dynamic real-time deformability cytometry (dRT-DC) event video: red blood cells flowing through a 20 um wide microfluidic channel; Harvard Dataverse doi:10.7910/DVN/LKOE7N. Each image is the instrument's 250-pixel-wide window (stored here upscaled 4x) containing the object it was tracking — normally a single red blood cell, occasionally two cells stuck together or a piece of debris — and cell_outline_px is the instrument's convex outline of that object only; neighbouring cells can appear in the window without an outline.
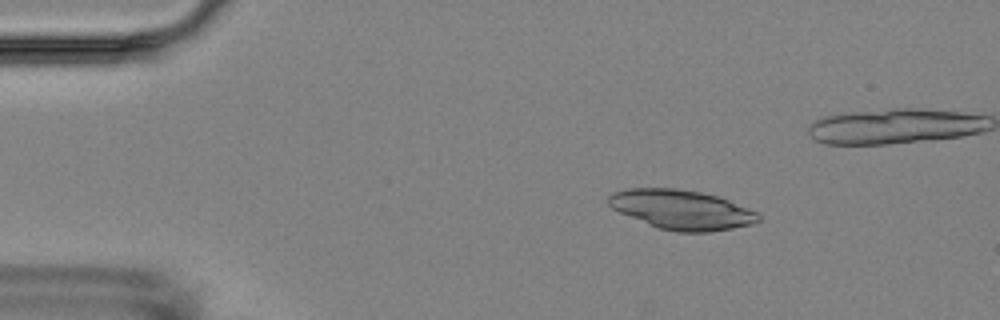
{"species": "Egyptian fruit bat (a non-hibernating species)", "species_latin": "Rousettus aegyptiacus", "temperature_condition": "room temperature", "stored_images_in_passage": 6, "camera_frame_rate_fps": 3000, "um_per_image_px": 0.085, "animal": {"sex": "female"}, "frame": {"image": 1, "passage_image": 3, "time_ms": 2.333, "image_size_px": [1000, 320], "cell_outline_px": [[760, 220], [752, 224], [732, 228], [708, 232], [676, 232], [660, 228], [648, 224], [620, 212], [612, 208], [608, 204], [608, 196], [612, 192], [628, 188], [676, 188], [700, 192], [716, 196], [728, 200], [756, 212], [760, 216]], "centroid_in_image_um": [57.9, 17.82], "position_along_channel_um": 27.1, "area_um2": 34.22}}